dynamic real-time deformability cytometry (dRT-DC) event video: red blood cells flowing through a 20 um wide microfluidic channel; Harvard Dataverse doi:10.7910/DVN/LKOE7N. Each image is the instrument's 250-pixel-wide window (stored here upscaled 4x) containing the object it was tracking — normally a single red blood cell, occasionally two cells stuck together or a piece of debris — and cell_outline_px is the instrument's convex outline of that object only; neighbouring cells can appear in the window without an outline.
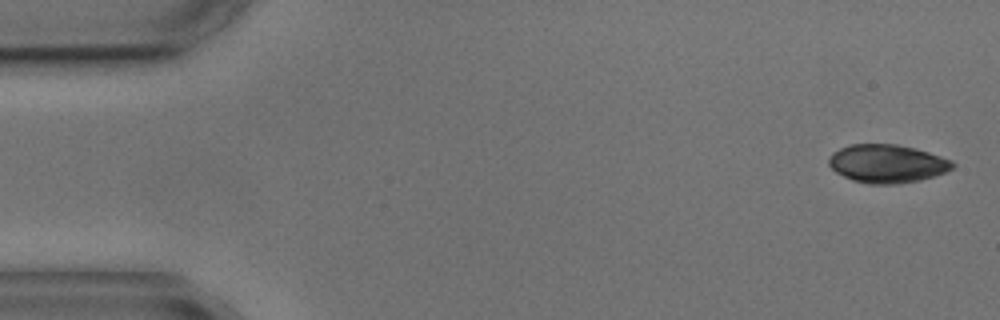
{"species": "common noctule bat (a hibernating species)", "species_latin": "Nyctalus noctula", "temperature_condition": "cold", "stored_images_in_passage": 5, "camera_frame_rate_fps": 3000, "um_per_image_px": 0.085, "animal": {"sex": "male", "body_mass_g": 17.9, "forearm_length_mm": 54.2}, "frame": {"image": 1, "passage_image": 1, "time_ms": 0.0, "image_size_px": [1000, 320], "cell_outline_px": [[956, 164], [952, 168], [936, 176], [920, 180], [896, 184], [868, 184], [852, 180], [836, 172], [828, 164], [828, 160], [832, 152], [840, 148], [852, 144], [896, 144], [916, 148], [952, 160]], "centroid_in_image_um": [75.4, 13.91], "position_along_channel_um": 9.6, "area_um2": 27.69}}
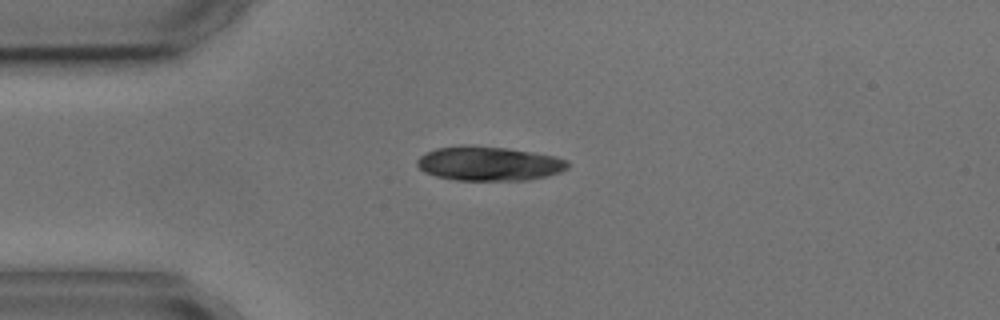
{"frame": {"image": 2, "passage_image": 4, "time_ms": 3.667, "image_size_px": [1000, 320], "cell_outline_px": [[568, 168], [560, 172], [548, 176], [528, 180], [456, 180], [436, 176], [424, 172], [416, 164], [416, 160], [420, 156], [436, 148], [460, 144], [508, 148], [556, 156], [568, 160]], "centroid_in_image_um": [41.56, 13.9], "position_along_channel_um": 43.4, "area_um2": 30.29}}